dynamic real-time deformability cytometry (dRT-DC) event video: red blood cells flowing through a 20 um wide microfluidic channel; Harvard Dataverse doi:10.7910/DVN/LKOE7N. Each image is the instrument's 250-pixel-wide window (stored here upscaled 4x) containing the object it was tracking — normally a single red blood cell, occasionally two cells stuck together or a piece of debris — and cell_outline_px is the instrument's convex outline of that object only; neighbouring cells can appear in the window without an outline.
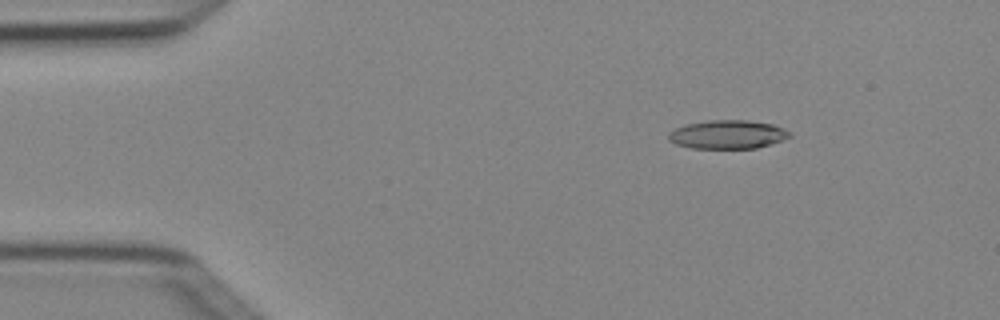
{"species": "Egyptian fruit bat (a non-hibernating species)", "species_latin": "Rousettus aegyptiacus", "temperature_condition": "cold", "stored_images_in_passage": 4, "camera_frame_rate_fps": 3000, "um_per_image_px": 0.085, "animal": {"sex": "female"}, "frame": {"image": 1, "passage_image": 2, "time_ms": 0.333, "image_size_px": [1000, 320], "cell_outline_px": [[792, 136], [756, 148], [692, 148], [676, 144], [668, 140], [668, 132], [684, 124], [708, 120], [748, 120], [772, 124], [784, 128], [792, 132]], "centroid_in_image_um": [61.83, 11.42], "position_along_channel_um": 23.2, "area_um2": 20.23}}